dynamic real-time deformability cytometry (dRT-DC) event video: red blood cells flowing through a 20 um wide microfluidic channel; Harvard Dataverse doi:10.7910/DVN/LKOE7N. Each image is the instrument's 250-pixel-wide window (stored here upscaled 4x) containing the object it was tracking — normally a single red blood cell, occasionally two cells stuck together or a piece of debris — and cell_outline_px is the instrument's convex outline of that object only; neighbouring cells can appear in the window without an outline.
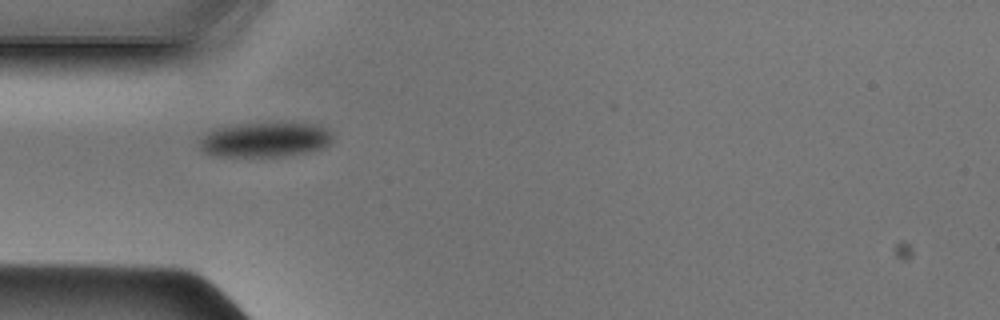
{"species": "Egyptian fruit bat (a non-hibernating species)", "species_latin": "Rousettus aegyptiacus", "temperature_condition": "cold", "stored_images_in_passage": 28, "camera_frame_rate_fps": 3000, "um_per_image_px": 0.085, "animal": {"sex": "male"}, "frame": {"image": 1, "passage_image": 1, "time_ms": 0.0, "image_size_px": [1000, 320], "cell_outline_px": [[332, 136], [328, 144], [324, 148], [308, 152], [284, 156], [212, 156], [204, 152], [200, 148], [200, 140], [212, 128], [240, 124], [312, 124], [328, 128], [332, 132]], "centroid_in_image_um": [22.52, 11.89], "position_along_channel_um": 62.5, "area_um2": 26.76}}
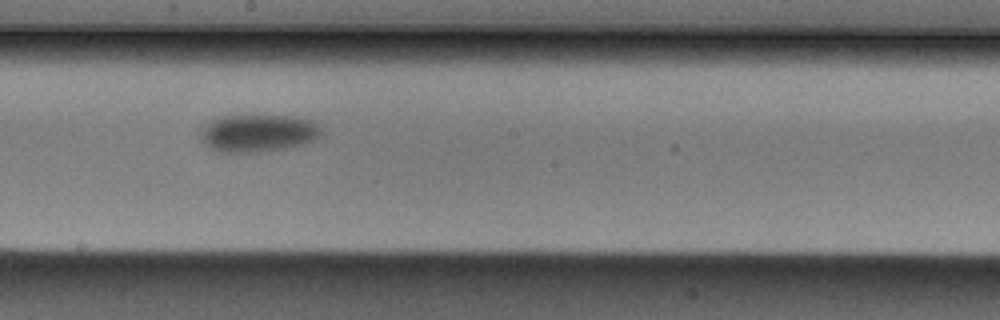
{"frame": {"image": 2, "passage_image": 13, "time_ms": 4.0, "image_size_px": [1000, 320], "cell_outline_px": [[324, 136], [304, 144], [264, 152], [216, 152], [208, 148], [200, 140], [200, 132], [212, 120], [224, 116], [296, 116], [312, 120], [320, 128]], "centroid_in_image_um": [21.96, 11.33], "position_along_channel_um": 226.2, "area_um2": 26.59}}
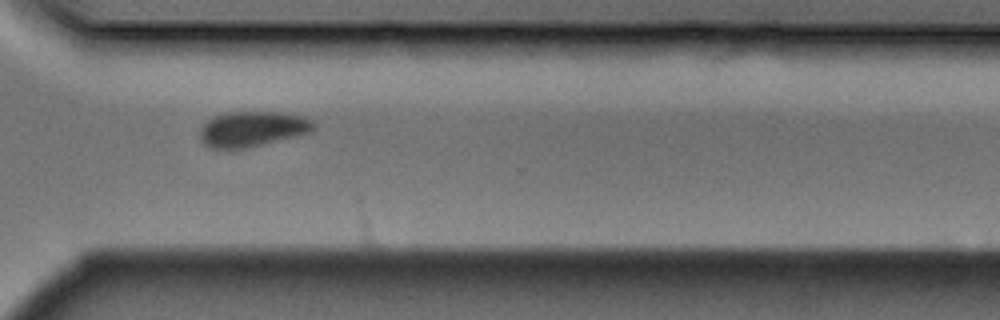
{"frame": {"image": 3, "passage_image": 22, "time_ms": 7.0, "image_size_px": [1000, 320], "cell_outline_px": [[316, 128], [308, 132], [296, 136], [244, 148], [208, 148], [200, 140], [200, 128], [208, 120], [216, 116], [228, 112], [280, 112], [304, 116], [312, 120], [316, 124]], "centroid_in_image_um": [21.45, 10.95], "position_along_channel_um": 349.1, "area_um2": 23.24}}